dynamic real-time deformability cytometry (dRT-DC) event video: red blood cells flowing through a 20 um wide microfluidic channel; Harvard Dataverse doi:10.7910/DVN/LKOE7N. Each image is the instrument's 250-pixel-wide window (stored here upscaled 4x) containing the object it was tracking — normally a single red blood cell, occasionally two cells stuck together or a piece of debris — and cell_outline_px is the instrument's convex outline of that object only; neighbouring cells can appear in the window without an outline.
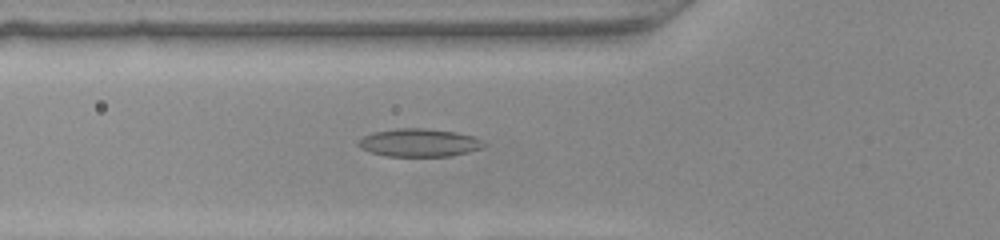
{"species": "common noctule bat (a hibernating species)", "species_latin": "Nyctalus noctula", "temperature_condition": "warm", "stored_images_in_passage": 41, "camera_frame_rate_fps": 3000, "um_per_image_px": 0.085, "animal": {"sex": "female", "body_mass_g": 22.0, "forearm_length_mm": 56.7}, "frame": {"image": 1, "passage_image": 10, "time_ms": 3.0, "image_size_px": [1000, 240], "cell_outline_px": [[488, 144], [480, 148], [468, 152], [452, 156], [388, 156], [372, 152], [360, 148], [356, 144], [364, 136], [376, 132], [396, 128], [428, 128], [456, 132], [472, 136], [484, 140]], "centroid_in_image_um": [35.68, 12.12], "position_along_channel_um": 90.1, "area_um2": 20.46}}
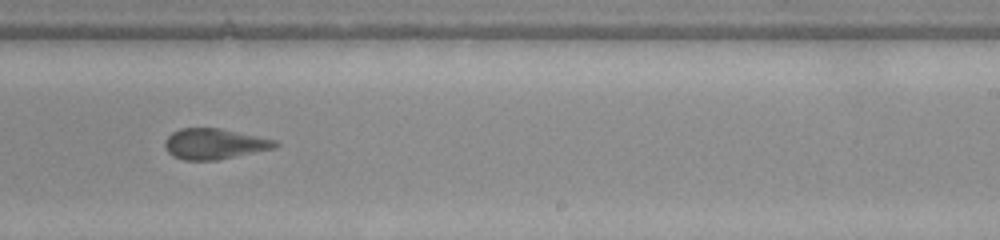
{"frame": {"image": 2, "passage_image": 23, "time_ms": 7.333, "image_size_px": [1000, 240], "cell_outline_px": [[280, 144], [276, 148], [216, 160], [184, 160], [172, 156], [164, 148], [164, 140], [172, 132], [180, 128], [220, 128], [276, 140]], "centroid_in_image_um": [18.2, 12.23], "position_along_channel_um": 270.8, "area_um2": 19.77}}
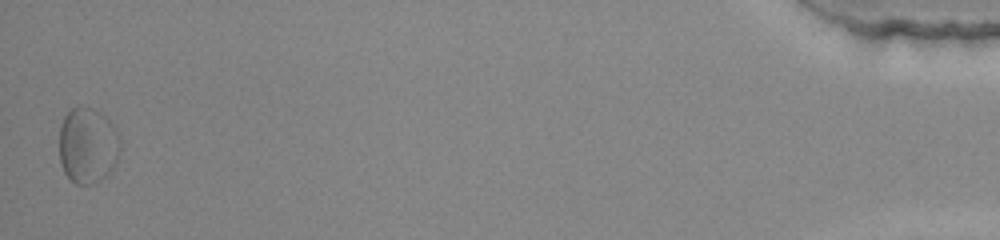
{"frame": {"image": 3, "passage_image": 41, "time_ms": 13.333, "image_size_px": [1000, 240], "cell_outline_px": [[116, 160], [112, 168], [96, 184], [76, 184], [64, 172], [60, 164], [60, 128], [64, 116], [76, 104], [80, 104], [92, 108], [100, 116], [116, 156]], "centroid_in_image_um": [7.24, 12.43], "position_along_channel_um": 428.0, "area_um2": 24.51}}